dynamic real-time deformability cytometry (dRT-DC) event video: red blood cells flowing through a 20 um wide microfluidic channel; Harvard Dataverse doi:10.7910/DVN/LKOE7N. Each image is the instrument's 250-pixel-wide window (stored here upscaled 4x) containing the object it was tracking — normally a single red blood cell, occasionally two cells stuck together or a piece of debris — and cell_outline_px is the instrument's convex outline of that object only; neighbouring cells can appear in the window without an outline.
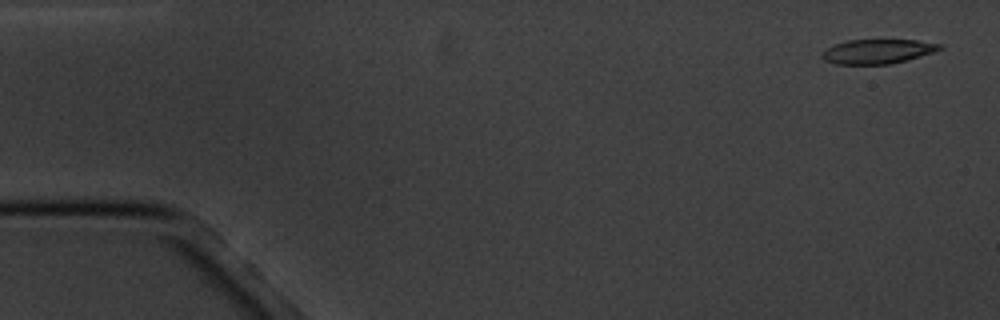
{"species": "common noctule bat (a hibernating species)", "species_latin": "Nyctalus noctula", "temperature_condition": "cold", "stored_images_in_passage": 6, "camera_frame_rate_fps": 3000, "um_per_image_px": 0.085, "animal": {"sex": "male", "body_mass_g": 20.1, "forearm_length_mm": 53.5}, "frame": {"image": 1, "passage_image": 1, "time_ms": 0.0, "image_size_px": [1000, 320], "cell_outline_px": [[944, 48], [908, 60], [892, 64], [836, 64], [824, 60], [820, 56], [820, 52], [836, 44], [848, 40], [916, 40], [944, 44]], "centroid_in_image_um": [74.61, 4.37], "position_along_channel_um": 10.4, "area_um2": 16.82}}
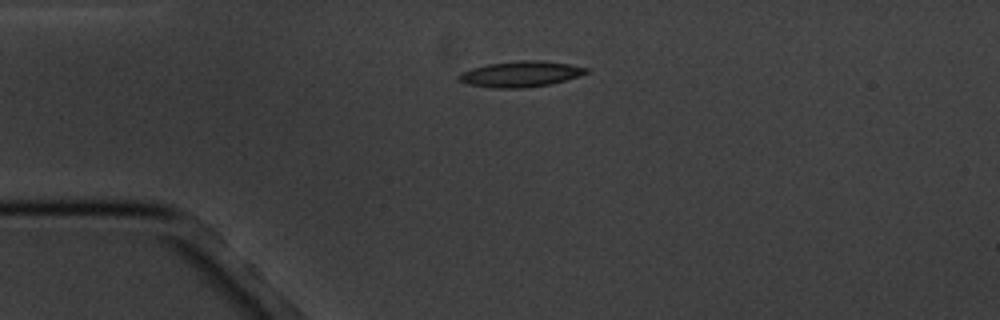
{"frame": {"image": 2, "passage_image": 4, "time_ms": 3.667, "image_size_px": [1000, 320], "cell_outline_px": [[588, 72], [552, 84], [524, 88], [492, 88], [468, 84], [460, 80], [456, 76], [460, 72], [472, 68], [488, 64], [520, 60], [540, 60], [568, 64], [588, 68]], "centroid_in_image_um": [44.21, 6.29], "position_along_channel_um": 40.8, "area_um2": 19.02}}
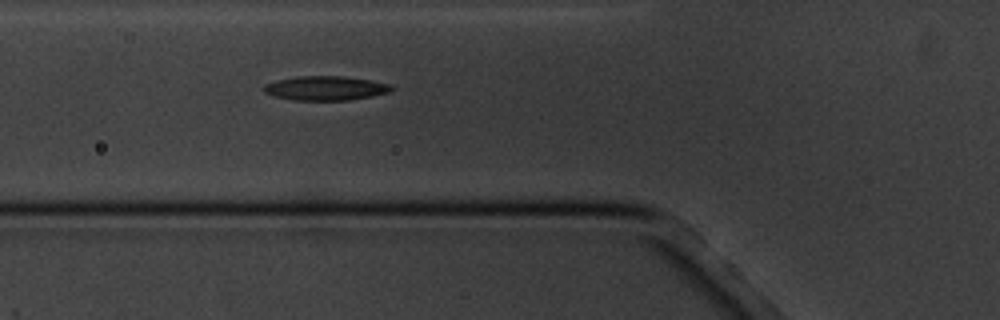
{"frame": {"image": 3, "passage_image": 6, "time_ms": 6.0, "image_size_px": [1000, 320], "cell_outline_px": [[396, 88], [388, 92], [372, 96], [348, 100], [292, 100], [276, 96], [264, 92], [264, 84], [276, 80], [296, 76], [344, 76], [392, 84]], "centroid_in_image_um": [27.69, 7.49], "position_along_channel_um": 98.1, "area_um2": 18.03}}